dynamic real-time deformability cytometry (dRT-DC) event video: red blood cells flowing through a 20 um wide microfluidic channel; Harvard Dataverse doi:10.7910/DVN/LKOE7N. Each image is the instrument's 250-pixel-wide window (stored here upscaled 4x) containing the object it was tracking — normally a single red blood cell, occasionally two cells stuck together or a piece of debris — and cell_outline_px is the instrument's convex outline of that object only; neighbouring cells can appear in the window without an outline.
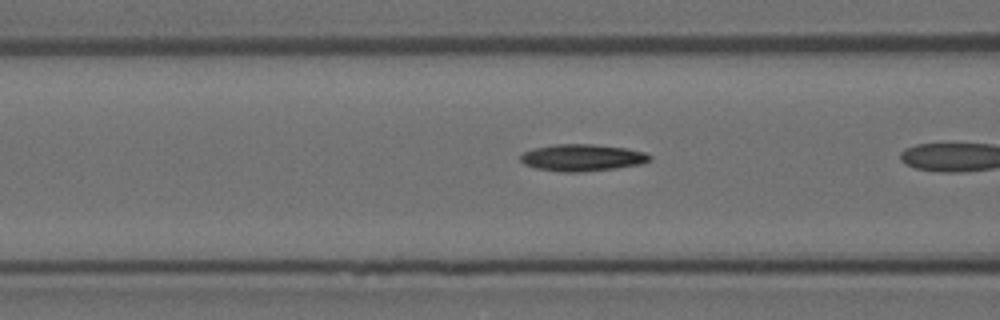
{"species": "Egyptian fruit bat (a non-hibernating species)", "species_latin": "Rousettus aegyptiacus", "temperature_condition": "room temperature", "stored_images_in_passage": 8, "camera_frame_rate_fps": 3000, "um_per_image_px": 0.085, "animal": {"sex": "female"}, "frame": {"image": 1, "passage_image": 7, "time_ms": 2.0, "image_size_px": [1000, 320], "cell_outline_px": [[652, 160], [640, 164], [616, 168], [580, 172], [560, 172], [536, 168], [524, 164], [520, 160], [520, 156], [524, 152], [532, 148], [556, 144], [592, 144], [628, 148], [644, 152], [652, 156]], "centroid_in_image_um": [49.49, 13.4], "position_along_channel_um": 117.1, "area_um2": 20.35}}